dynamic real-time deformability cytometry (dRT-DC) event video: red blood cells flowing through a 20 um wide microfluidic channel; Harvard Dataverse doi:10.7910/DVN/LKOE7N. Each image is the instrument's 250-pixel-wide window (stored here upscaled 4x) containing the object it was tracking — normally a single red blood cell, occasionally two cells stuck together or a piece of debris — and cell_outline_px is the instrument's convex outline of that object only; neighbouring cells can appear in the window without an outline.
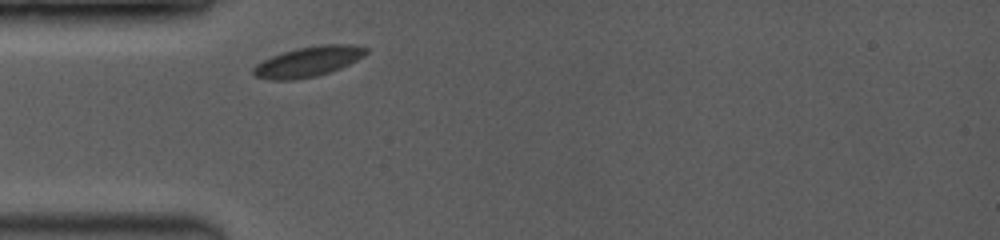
{"species": "common noctule bat (a hibernating species)", "species_latin": "Nyctalus noctula", "temperature_condition": "room temperature", "stored_images_in_passage": 12, "camera_frame_rate_fps": 3500, "um_per_image_px": 0.085, "animal": {"sex": "female", "body_mass_g": 19.0, "forearm_length_mm": 53.3}, "frame": {"image": 1, "passage_image": 1, "time_ms": 0.0, "image_size_px": [1000, 240], "cell_outline_px": [[368, 52], [364, 56], [340, 68], [316, 76], [292, 80], [268, 80], [256, 76], [252, 72], [252, 68], [256, 64], [272, 56], [284, 52], [300, 48], [320, 44], [352, 44], [368, 48]], "centroid_in_image_um": [26.2, 5.23], "position_along_channel_um": 58.8, "area_um2": 19.65}}
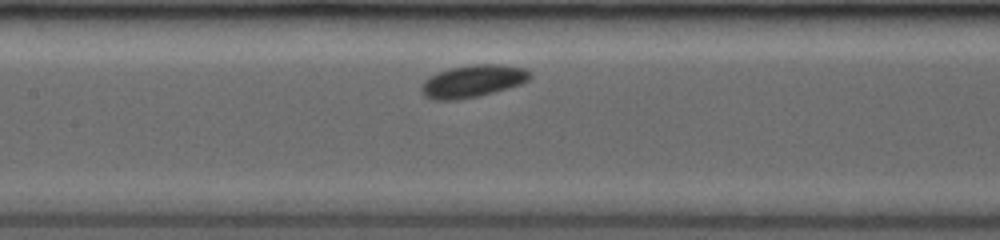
{"frame": {"image": 2, "passage_image": 6, "time_ms": 2.857, "image_size_px": [1000, 240], "cell_outline_px": [[532, 76], [528, 80], [520, 84], [480, 96], [460, 100], [432, 100], [424, 96], [420, 92], [420, 84], [428, 76], [436, 72], [448, 68], [476, 64], [500, 64], [524, 68]], "centroid_in_image_um": [40.1, 6.91], "position_along_channel_um": 167.3, "area_um2": 20.75}}
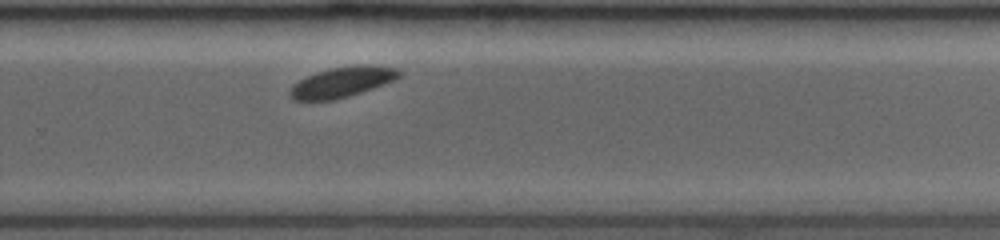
{"frame": {"image": 3, "passage_image": 12, "time_ms": 6.286, "image_size_px": [1000, 240], "cell_outline_px": [[404, 72], [400, 76], [384, 84], [336, 100], [292, 100], [288, 92], [292, 84], [304, 76], [316, 72], [332, 68], [360, 64], [400, 68]], "centroid_in_image_um": [29.05, 6.97], "position_along_channel_um": 300.7, "area_um2": 19.42}}